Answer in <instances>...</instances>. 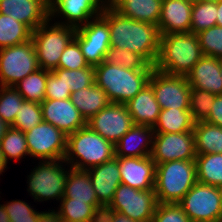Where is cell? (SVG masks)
Returning <instances> with one entry per match:
<instances>
[{
	"label": "cell",
	"mask_w": 222,
	"mask_h": 222,
	"mask_svg": "<svg viewBox=\"0 0 222 222\" xmlns=\"http://www.w3.org/2000/svg\"><path fill=\"white\" fill-rule=\"evenodd\" d=\"M101 16L108 22L110 47L133 51L150 65H155L161 36L157 25L124 17L109 4L104 7Z\"/></svg>",
	"instance_id": "obj_1"
},
{
	"label": "cell",
	"mask_w": 222,
	"mask_h": 222,
	"mask_svg": "<svg viewBox=\"0 0 222 222\" xmlns=\"http://www.w3.org/2000/svg\"><path fill=\"white\" fill-rule=\"evenodd\" d=\"M203 56L197 34L181 32L161 35L154 69L168 75L187 76Z\"/></svg>",
	"instance_id": "obj_2"
},
{
	"label": "cell",
	"mask_w": 222,
	"mask_h": 222,
	"mask_svg": "<svg viewBox=\"0 0 222 222\" xmlns=\"http://www.w3.org/2000/svg\"><path fill=\"white\" fill-rule=\"evenodd\" d=\"M114 158L115 145L93 131L88 125L67 135L64 161L71 168L87 171Z\"/></svg>",
	"instance_id": "obj_3"
},
{
	"label": "cell",
	"mask_w": 222,
	"mask_h": 222,
	"mask_svg": "<svg viewBox=\"0 0 222 222\" xmlns=\"http://www.w3.org/2000/svg\"><path fill=\"white\" fill-rule=\"evenodd\" d=\"M95 84L107 94L111 103L125 104L148 84L153 70H130L101 62L94 66Z\"/></svg>",
	"instance_id": "obj_4"
},
{
	"label": "cell",
	"mask_w": 222,
	"mask_h": 222,
	"mask_svg": "<svg viewBox=\"0 0 222 222\" xmlns=\"http://www.w3.org/2000/svg\"><path fill=\"white\" fill-rule=\"evenodd\" d=\"M196 183L195 160H173L156 165L154 191L158 203H178Z\"/></svg>",
	"instance_id": "obj_5"
},
{
	"label": "cell",
	"mask_w": 222,
	"mask_h": 222,
	"mask_svg": "<svg viewBox=\"0 0 222 222\" xmlns=\"http://www.w3.org/2000/svg\"><path fill=\"white\" fill-rule=\"evenodd\" d=\"M49 19L32 32L39 68L47 71L57 69L61 54L74 38L76 28L61 24H51Z\"/></svg>",
	"instance_id": "obj_6"
},
{
	"label": "cell",
	"mask_w": 222,
	"mask_h": 222,
	"mask_svg": "<svg viewBox=\"0 0 222 222\" xmlns=\"http://www.w3.org/2000/svg\"><path fill=\"white\" fill-rule=\"evenodd\" d=\"M63 163H65L64 159L41 160L40 165L28 175L27 190L34 197V201L62 199L69 171L63 167Z\"/></svg>",
	"instance_id": "obj_7"
},
{
	"label": "cell",
	"mask_w": 222,
	"mask_h": 222,
	"mask_svg": "<svg viewBox=\"0 0 222 222\" xmlns=\"http://www.w3.org/2000/svg\"><path fill=\"white\" fill-rule=\"evenodd\" d=\"M191 222H218L222 218L219 187L197 183L178 202Z\"/></svg>",
	"instance_id": "obj_8"
},
{
	"label": "cell",
	"mask_w": 222,
	"mask_h": 222,
	"mask_svg": "<svg viewBox=\"0 0 222 222\" xmlns=\"http://www.w3.org/2000/svg\"><path fill=\"white\" fill-rule=\"evenodd\" d=\"M39 69L34 43H25L0 49V86H14Z\"/></svg>",
	"instance_id": "obj_9"
},
{
	"label": "cell",
	"mask_w": 222,
	"mask_h": 222,
	"mask_svg": "<svg viewBox=\"0 0 222 222\" xmlns=\"http://www.w3.org/2000/svg\"><path fill=\"white\" fill-rule=\"evenodd\" d=\"M157 204L154 189L139 190L121 183L106 209L122 213L138 222L152 219Z\"/></svg>",
	"instance_id": "obj_10"
},
{
	"label": "cell",
	"mask_w": 222,
	"mask_h": 222,
	"mask_svg": "<svg viewBox=\"0 0 222 222\" xmlns=\"http://www.w3.org/2000/svg\"><path fill=\"white\" fill-rule=\"evenodd\" d=\"M25 134L30 156L40 161L64 159L67 135L62 130L42 121Z\"/></svg>",
	"instance_id": "obj_11"
},
{
	"label": "cell",
	"mask_w": 222,
	"mask_h": 222,
	"mask_svg": "<svg viewBox=\"0 0 222 222\" xmlns=\"http://www.w3.org/2000/svg\"><path fill=\"white\" fill-rule=\"evenodd\" d=\"M74 38L90 66H97L104 61L110 48V30L108 22L101 15L77 28Z\"/></svg>",
	"instance_id": "obj_12"
},
{
	"label": "cell",
	"mask_w": 222,
	"mask_h": 222,
	"mask_svg": "<svg viewBox=\"0 0 222 222\" xmlns=\"http://www.w3.org/2000/svg\"><path fill=\"white\" fill-rule=\"evenodd\" d=\"M148 83L161 109H189L191 87L186 76L168 75L154 69Z\"/></svg>",
	"instance_id": "obj_13"
},
{
	"label": "cell",
	"mask_w": 222,
	"mask_h": 222,
	"mask_svg": "<svg viewBox=\"0 0 222 222\" xmlns=\"http://www.w3.org/2000/svg\"><path fill=\"white\" fill-rule=\"evenodd\" d=\"M151 158L156 165L173 160H195L193 130L182 133H155Z\"/></svg>",
	"instance_id": "obj_14"
},
{
	"label": "cell",
	"mask_w": 222,
	"mask_h": 222,
	"mask_svg": "<svg viewBox=\"0 0 222 222\" xmlns=\"http://www.w3.org/2000/svg\"><path fill=\"white\" fill-rule=\"evenodd\" d=\"M87 125L115 145L134 123L125 104L110 103L87 121Z\"/></svg>",
	"instance_id": "obj_15"
},
{
	"label": "cell",
	"mask_w": 222,
	"mask_h": 222,
	"mask_svg": "<svg viewBox=\"0 0 222 222\" xmlns=\"http://www.w3.org/2000/svg\"><path fill=\"white\" fill-rule=\"evenodd\" d=\"M107 4V0H49L50 19L60 15L66 22L55 23L77 29L101 15Z\"/></svg>",
	"instance_id": "obj_16"
},
{
	"label": "cell",
	"mask_w": 222,
	"mask_h": 222,
	"mask_svg": "<svg viewBox=\"0 0 222 222\" xmlns=\"http://www.w3.org/2000/svg\"><path fill=\"white\" fill-rule=\"evenodd\" d=\"M41 109L43 121L62 130L66 135L87 125L79 110L68 99H45L42 101Z\"/></svg>",
	"instance_id": "obj_17"
},
{
	"label": "cell",
	"mask_w": 222,
	"mask_h": 222,
	"mask_svg": "<svg viewBox=\"0 0 222 222\" xmlns=\"http://www.w3.org/2000/svg\"><path fill=\"white\" fill-rule=\"evenodd\" d=\"M121 183L139 190L154 189L156 163L151 156L118 157Z\"/></svg>",
	"instance_id": "obj_18"
},
{
	"label": "cell",
	"mask_w": 222,
	"mask_h": 222,
	"mask_svg": "<svg viewBox=\"0 0 222 222\" xmlns=\"http://www.w3.org/2000/svg\"><path fill=\"white\" fill-rule=\"evenodd\" d=\"M0 13L10 15L34 31L50 19L49 0H0Z\"/></svg>",
	"instance_id": "obj_19"
},
{
	"label": "cell",
	"mask_w": 222,
	"mask_h": 222,
	"mask_svg": "<svg viewBox=\"0 0 222 222\" xmlns=\"http://www.w3.org/2000/svg\"><path fill=\"white\" fill-rule=\"evenodd\" d=\"M192 6L186 0H162L158 21L160 34L190 32Z\"/></svg>",
	"instance_id": "obj_20"
},
{
	"label": "cell",
	"mask_w": 222,
	"mask_h": 222,
	"mask_svg": "<svg viewBox=\"0 0 222 222\" xmlns=\"http://www.w3.org/2000/svg\"><path fill=\"white\" fill-rule=\"evenodd\" d=\"M87 171L98 201L106 208L121 184L118 161L114 158Z\"/></svg>",
	"instance_id": "obj_21"
},
{
	"label": "cell",
	"mask_w": 222,
	"mask_h": 222,
	"mask_svg": "<svg viewBox=\"0 0 222 222\" xmlns=\"http://www.w3.org/2000/svg\"><path fill=\"white\" fill-rule=\"evenodd\" d=\"M191 88L222 95L220 59L204 55L186 76Z\"/></svg>",
	"instance_id": "obj_22"
},
{
	"label": "cell",
	"mask_w": 222,
	"mask_h": 222,
	"mask_svg": "<svg viewBox=\"0 0 222 222\" xmlns=\"http://www.w3.org/2000/svg\"><path fill=\"white\" fill-rule=\"evenodd\" d=\"M154 128L133 125L115 144V156L146 157L153 149Z\"/></svg>",
	"instance_id": "obj_23"
},
{
	"label": "cell",
	"mask_w": 222,
	"mask_h": 222,
	"mask_svg": "<svg viewBox=\"0 0 222 222\" xmlns=\"http://www.w3.org/2000/svg\"><path fill=\"white\" fill-rule=\"evenodd\" d=\"M125 105L134 125L154 127L161 112V107L149 83Z\"/></svg>",
	"instance_id": "obj_24"
},
{
	"label": "cell",
	"mask_w": 222,
	"mask_h": 222,
	"mask_svg": "<svg viewBox=\"0 0 222 222\" xmlns=\"http://www.w3.org/2000/svg\"><path fill=\"white\" fill-rule=\"evenodd\" d=\"M108 4L124 17L158 26L162 0H109Z\"/></svg>",
	"instance_id": "obj_25"
},
{
	"label": "cell",
	"mask_w": 222,
	"mask_h": 222,
	"mask_svg": "<svg viewBox=\"0 0 222 222\" xmlns=\"http://www.w3.org/2000/svg\"><path fill=\"white\" fill-rule=\"evenodd\" d=\"M70 99L86 122L111 103L106 92L95 83L73 92Z\"/></svg>",
	"instance_id": "obj_26"
},
{
	"label": "cell",
	"mask_w": 222,
	"mask_h": 222,
	"mask_svg": "<svg viewBox=\"0 0 222 222\" xmlns=\"http://www.w3.org/2000/svg\"><path fill=\"white\" fill-rule=\"evenodd\" d=\"M64 197L90 205H102L96 197L94 187L86 170L69 168Z\"/></svg>",
	"instance_id": "obj_27"
},
{
	"label": "cell",
	"mask_w": 222,
	"mask_h": 222,
	"mask_svg": "<svg viewBox=\"0 0 222 222\" xmlns=\"http://www.w3.org/2000/svg\"><path fill=\"white\" fill-rule=\"evenodd\" d=\"M195 121L189 109H161L154 133H182L192 131Z\"/></svg>",
	"instance_id": "obj_28"
},
{
	"label": "cell",
	"mask_w": 222,
	"mask_h": 222,
	"mask_svg": "<svg viewBox=\"0 0 222 222\" xmlns=\"http://www.w3.org/2000/svg\"><path fill=\"white\" fill-rule=\"evenodd\" d=\"M196 155L222 154V127L198 121L193 129Z\"/></svg>",
	"instance_id": "obj_29"
},
{
	"label": "cell",
	"mask_w": 222,
	"mask_h": 222,
	"mask_svg": "<svg viewBox=\"0 0 222 222\" xmlns=\"http://www.w3.org/2000/svg\"><path fill=\"white\" fill-rule=\"evenodd\" d=\"M57 211L64 222H98L103 205H90L85 202L62 197Z\"/></svg>",
	"instance_id": "obj_30"
},
{
	"label": "cell",
	"mask_w": 222,
	"mask_h": 222,
	"mask_svg": "<svg viewBox=\"0 0 222 222\" xmlns=\"http://www.w3.org/2000/svg\"><path fill=\"white\" fill-rule=\"evenodd\" d=\"M197 181L210 186L222 185V154H199L195 158Z\"/></svg>",
	"instance_id": "obj_31"
},
{
	"label": "cell",
	"mask_w": 222,
	"mask_h": 222,
	"mask_svg": "<svg viewBox=\"0 0 222 222\" xmlns=\"http://www.w3.org/2000/svg\"><path fill=\"white\" fill-rule=\"evenodd\" d=\"M32 30L10 15L0 13V49L32 39Z\"/></svg>",
	"instance_id": "obj_32"
},
{
	"label": "cell",
	"mask_w": 222,
	"mask_h": 222,
	"mask_svg": "<svg viewBox=\"0 0 222 222\" xmlns=\"http://www.w3.org/2000/svg\"><path fill=\"white\" fill-rule=\"evenodd\" d=\"M47 70L41 68L14 85L25 101L41 104L45 100Z\"/></svg>",
	"instance_id": "obj_33"
},
{
	"label": "cell",
	"mask_w": 222,
	"mask_h": 222,
	"mask_svg": "<svg viewBox=\"0 0 222 222\" xmlns=\"http://www.w3.org/2000/svg\"><path fill=\"white\" fill-rule=\"evenodd\" d=\"M0 147L7 163L11 159L18 161L23 156H29L25 132L11 126L2 137Z\"/></svg>",
	"instance_id": "obj_34"
},
{
	"label": "cell",
	"mask_w": 222,
	"mask_h": 222,
	"mask_svg": "<svg viewBox=\"0 0 222 222\" xmlns=\"http://www.w3.org/2000/svg\"><path fill=\"white\" fill-rule=\"evenodd\" d=\"M104 62L119 65L130 70H154L141 55L122 48L110 47L105 54Z\"/></svg>",
	"instance_id": "obj_35"
},
{
	"label": "cell",
	"mask_w": 222,
	"mask_h": 222,
	"mask_svg": "<svg viewBox=\"0 0 222 222\" xmlns=\"http://www.w3.org/2000/svg\"><path fill=\"white\" fill-rule=\"evenodd\" d=\"M217 3L199 2L193 3L191 11V33H199L216 25Z\"/></svg>",
	"instance_id": "obj_36"
},
{
	"label": "cell",
	"mask_w": 222,
	"mask_h": 222,
	"mask_svg": "<svg viewBox=\"0 0 222 222\" xmlns=\"http://www.w3.org/2000/svg\"><path fill=\"white\" fill-rule=\"evenodd\" d=\"M23 101L24 98L14 86H0V117L8 126L13 125Z\"/></svg>",
	"instance_id": "obj_37"
},
{
	"label": "cell",
	"mask_w": 222,
	"mask_h": 222,
	"mask_svg": "<svg viewBox=\"0 0 222 222\" xmlns=\"http://www.w3.org/2000/svg\"><path fill=\"white\" fill-rule=\"evenodd\" d=\"M53 72L57 76H63L67 87L71 88V93L87 88L95 83V69L90 65L87 68L77 70L57 68Z\"/></svg>",
	"instance_id": "obj_38"
},
{
	"label": "cell",
	"mask_w": 222,
	"mask_h": 222,
	"mask_svg": "<svg viewBox=\"0 0 222 222\" xmlns=\"http://www.w3.org/2000/svg\"><path fill=\"white\" fill-rule=\"evenodd\" d=\"M43 121L41 105L32 101H23L16 113L12 128L26 132Z\"/></svg>",
	"instance_id": "obj_39"
},
{
	"label": "cell",
	"mask_w": 222,
	"mask_h": 222,
	"mask_svg": "<svg viewBox=\"0 0 222 222\" xmlns=\"http://www.w3.org/2000/svg\"><path fill=\"white\" fill-rule=\"evenodd\" d=\"M215 94L197 88L190 89L189 111L195 122L204 121L210 114Z\"/></svg>",
	"instance_id": "obj_40"
},
{
	"label": "cell",
	"mask_w": 222,
	"mask_h": 222,
	"mask_svg": "<svg viewBox=\"0 0 222 222\" xmlns=\"http://www.w3.org/2000/svg\"><path fill=\"white\" fill-rule=\"evenodd\" d=\"M203 55L222 59V27L213 26L197 33Z\"/></svg>",
	"instance_id": "obj_41"
},
{
	"label": "cell",
	"mask_w": 222,
	"mask_h": 222,
	"mask_svg": "<svg viewBox=\"0 0 222 222\" xmlns=\"http://www.w3.org/2000/svg\"><path fill=\"white\" fill-rule=\"evenodd\" d=\"M88 66L89 64L84 59L78 41L73 38L61 54L57 68L77 70Z\"/></svg>",
	"instance_id": "obj_42"
},
{
	"label": "cell",
	"mask_w": 222,
	"mask_h": 222,
	"mask_svg": "<svg viewBox=\"0 0 222 222\" xmlns=\"http://www.w3.org/2000/svg\"><path fill=\"white\" fill-rule=\"evenodd\" d=\"M31 207V205L21 200H13L4 205L10 222H37L40 212Z\"/></svg>",
	"instance_id": "obj_43"
},
{
	"label": "cell",
	"mask_w": 222,
	"mask_h": 222,
	"mask_svg": "<svg viewBox=\"0 0 222 222\" xmlns=\"http://www.w3.org/2000/svg\"><path fill=\"white\" fill-rule=\"evenodd\" d=\"M152 222H191L178 203H158Z\"/></svg>",
	"instance_id": "obj_44"
},
{
	"label": "cell",
	"mask_w": 222,
	"mask_h": 222,
	"mask_svg": "<svg viewBox=\"0 0 222 222\" xmlns=\"http://www.w3.org/2000/svg\"><path fill=\"white\" fill-rule=\"evenodd\" d=\"M71 94V88L67 87L63 76L47 71L45 99H68L71 98Z\"/></svg>",
	"instance_id": "obj_45"
},
{
	"label": "cell",
	"mask_w": 222,
	"mask_h": 222,
	"mask_svg": "<svg viewBox=\"0 0 222 222\" xmlns=\"http://www.w3.org/2000/svg\"><path fill=\"white\" fill-rule=\"evenodd\" d=\"M204 121L222 127V95L215 96L210 114Z\"/></svg>",
	"instance_id": "obj_46"
},
{
	"label": "cell",
	"mask_w": 222,
	"mask_h": 222,
	"mask_svg": "<svg viewBox=\"0 0 222 222\" xmlns=\"http://www.w3.org/2000/svg\"><path fill=\"white\" fill-rule=\"evenodd\" d=\"M98 222H135L126 215L116 212L107 210L104 208V210L100 213L99 221Z\"/></svg>",
	"instance_id": "obj_47"
},
{
	"label": "cell",
	"mask_w": 222,
	"mask_h": 222,
	"mask_svg": "<svg viewBox=\"0 0 222 222\" xmlns=\"http://www.w3.org/2000/svg\"><path fill=\"white\" fill-rule=\"evenodd\" d=\"M37 222H64L59 216V213L55 210H48L39 213V218Z\"/></svg>",
	"instance_id": "obj_48"
},
{
	"label": "cell",
	"mask_w": 222,
	"mask_h": 222,
	"mask_svg": "<svg viewBox=\"0 0 222 222\" xmlns=\"http://www.w3.org/2000/svg\"><path fill=\"white\" fill-rule=\"evenodd\" d=\"M216 25L222 27V0L217 3V20Z\"/></svg>",
	"instance_id": "obj_49"
},
{
	"label": "cell",
	"mask_w": 222,
	"mask_h": 222,
	"mask_svg": "<svg viewBox=\"0 0 222 222\" xmlns=\"http://www.w3.org/2000/svg\"><path fill=\"white\" fill-rule=\"evenodd\" d=\"M0 222H10L8 214L5 211L4 204H0Z\"/></svg>",
	"instance_id": "obj_50"
},
{
	"label": "cell",
	"mask_w": 222,
	"mask_h": 222,
	"mask_svg": "<svg viewBox=\"0 0 222 222\" xmlns=\"http://www.w3.org/2000/svg\"><path fill=\"white\" fill-rule=\"evenodd\" d=\"M7 167V161L4 157V153L1 150L0 147V174H2V172H4L5 168Z\"/></svg>",
	"instance_id": "obj_51"
},
{
	"label": "cell",
	"mask_w": 222,
	"mask_h": 222,
	"mask_svg": "<svg viewBox=\"0 0 222 222\" xmlns=\"http://www.w3.org/2000/svg\"><path fill=\"white\" fill-rule=\"evenodd\" d=\"M10 126H8L4 120L0 117V141L2 139V137L5 135L7 129L9 128Z\"/></svg>",
	"instance_id": "obj_52"
},
{
	"label": "cell",
	"mask_w": 222,
	"mask_h": 222,
	"mask_svg": "<svg viewBox=\"0 0 222 222\" xmlns=\"http://www.w3.org/2000/svg\"><path fill=\"white\" fill-rule=\"evenodd\" d=\"M199 2H212V3H218L220 0H198Z\"/></svg>",
	"instance_id": "obj_53"
},
{
	"label": "cell",
	"mask_w": 222,
	"mask_h": 222,
	"mask_svg": "<svg viewBox=\"0 0 222 222\" xmlns=\"http://www.w3.org/2000/svg\"><path fill=\"white\" fill-rule=\"evenodd\" d=\"M187 2H190V3H196L198 0H186Z\"/></svg>",
	"instance_id": "obj_54"
},
{
	"label": "cell",
	"mask_w": 222,
	"mask_h": 222,
	"mask_svg": "<svg viewBox=\"0 0 222 222\" xmlns=\"http://www.w3.org/2000/svg\"><path fill=\"white\" fill-rule=\"evenodd\" d=\"M220 194H221V202H222V185L219 186Z\"/></svg>",
	"instance_id": "obj_55"
},
{
	"label": "cell",
	"mask_w": 222,
	"mask_h": 222,
	"mask_svg": "<svg viewBox=\"0 0 222 222\" xmlns=\"http://www.w3.org/2000/svg\"><path fill=\"white\" fill-rule=\"evenodd\" d=\"M220 71H221V75H222V59H220Z\"/></svg>",
	"instance_id": "obj_56"
},
{
	"label": "cell",
	"mask_w": 222,
	"mask_h": 222,
	"mask_svg": "<svg viewBox=\"0 0 222 222\" xmlns=\"http://www.w3.org/2000/svg\"><path fill=\"white\" fill-rule=\"evenodd\" d=\"M135 222H137V221H135ZM138 222H152V219L145 220V221H138Z\"/></svg>",
	"instance_id": "obj_57"
}]
</instances>
